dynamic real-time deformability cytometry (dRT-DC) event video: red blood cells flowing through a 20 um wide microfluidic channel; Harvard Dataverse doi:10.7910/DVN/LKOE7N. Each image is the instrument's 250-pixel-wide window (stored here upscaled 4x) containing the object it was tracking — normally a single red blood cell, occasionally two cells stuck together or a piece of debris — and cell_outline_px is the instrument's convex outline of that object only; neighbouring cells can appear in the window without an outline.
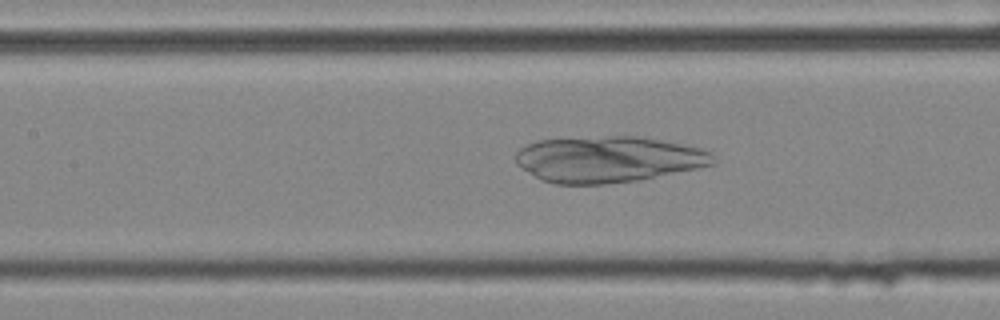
{"species": "common noctule bat (a hibernating species)", "species_latin": "Nyctalus noctula", "temperature_condition": "cold", "stored_images_in_passage": 53, "camera_frame_rate_fps": 3000, "um_per_image_px": 0.085, "animal": {"sex": "female", "body_mass_g": 25.1}, "frame": {"image": 1, "passage_image": 23, "time_ms": 7.333, "image_size_px": [1000, 320], "cell_outline_px": [[716, 164], [640, 180], [604, 184], [556, 184], [540, 180], [516, 164], [516, 152], [520, 148], [536, 140], [608, 136], [640, 136], [704, 148], [712, 152], [716, 160]], "centroid_in_image_um": [51.72, 13.54], "position_along_channel_um": 155.7, "area_um2": 53.41}}
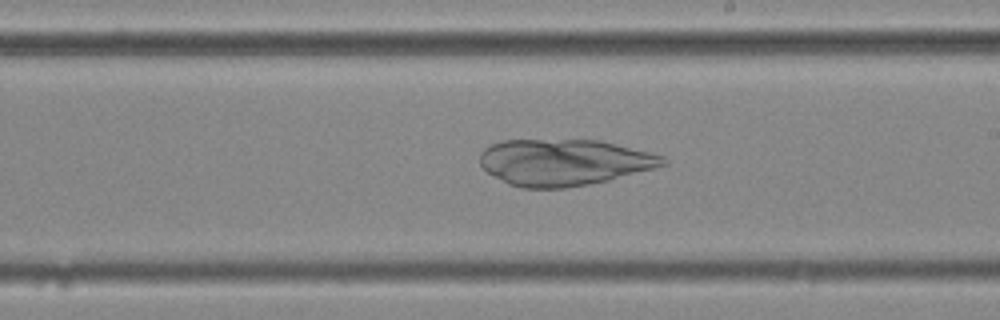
{"frame": {"image": 2, "passage_image": 30, "time_ms": 9.667, "image_size_px": [1000, 320], "cell_outline_px": [[668, 164], [608, 180], [588, 184], [564, 188], [520, 188], [508, 184], [488, 172], [480, 164], [480, 152], [484, 148], [500, 140], [600, 140], [664, 156], [668, 160]], "centroid_in_image_um": [47.91, 13.79], "position_along_channel_um": 241.1, "area_um2": 49.3}}
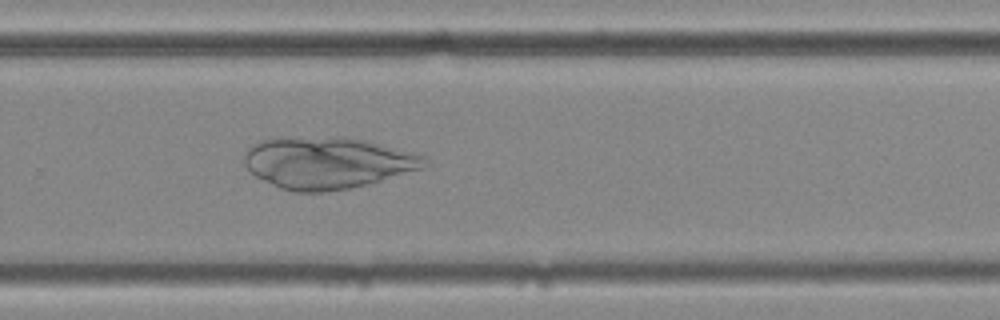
{"frame": {"image": 3, "passage_image": 35, "time_ms": 11.333, "image_size_px": [1000, 320], "cell_outline_px": [[428, 156], [420, 168], [380, 180], [352, 188], [324, 192], [296, 192], [280, 188], [256, 176], [244, 164], [244, 152], [252, 144], [260, 140], [336, 136], [344, 136], [364, 140]], "centroid_in_image_um": [27.79, 13.83], "position_along_channel_um": 302.0, "area_um2": 53.64}}